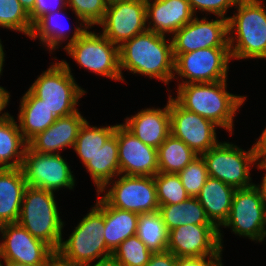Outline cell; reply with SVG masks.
<instances>
[{
  "instance_id": "43",
  "label": "cell",
  "mask_w": 266,
  "mask_h": 266,
  "mask_svg": "<svg viewBox=\"0 0 266 266\" xmlns=\"http://www.w3.org/2000/svg\"><path fill=\"white\" fill-rule=\"evenodd\" d=\"M254 146V150L258 160H266V127L260 135L259 139Z\"/></svg>"
},
{
  "instance_id": "2",
  "label": "cell",
  "mask_w": 266,
  "mask_h": 266,
  "mask_svg": "<svg viewBox=\"0 0 266 266\" xmlns=\"http://www.w3.org/2000/svg\"><path fill=\"white\" fill-rule=\"evenodd\" d=\"M227 80L211 83L178 84L174 99L186 110L233 133V119L247 96L227 92Z\"/></svg>"
},
{
  "instance_id": "19",
  "label": "cell",
  "mask_w": 266,
  "mask_h": 266,
  "mask_svg": "<svg viewBox=\"0 0 266 266\" xmlns=\"http://www.w3.org/2000/svg\"><path fill=\"white\" fill-rule=\"evenodd\" d=\"M79 110L71 115L59 117L41 133L28 142V147L41 154H59V150L74 148L80 128L86 121Z\"/></svg>"
},
{
  "instance_id": "26",
  "label": "cell",
  "mask_w": 266,
  "mask_h": 266,
  "mask_svg": "<svg viewBox=\"0 0 266 266\" xmlns=\"http://www.w3.org/2000/svg\"><path fill=\"white\" fill-rule=\"evenodd\" d=\"M84 166L93 179L97 193L115 176L117 180L120 174L117 136L113 134Z\"/></svg>"
},
{
  "instance_id": "13",
  "label": "cell",
  "mask_w": 266,
  "mask_h": 266,
  "mask_svg": "<svg viewBox=\"0 0 266 266\" xmlns=\"http://www.w3.org/2000/svg\"><path fill=\"white\" fill-rule=\"evenodd\" d=\"M169 97L171 135L184 141L197 155L201 156L216 146L214 122L183 108L171 95Z\"/></svg>"
},
{
  "instance_id": "30",
  "label": "cell",
  "mask_w": 266,
  "mask_h": 266,
  "mask_svg": "<svg viewBox=\"0 0 266 266\" xmlns=\"http://www.w3.org/2000/svg\"><path fill=\"white\" fill-rule=\"evenodd\" d=\"M168 234L159 211L139 214L136 235L153 253L167 251Z\"/></svg>"
},
{
  "instance_id": "27",
  "label": "cell",
  "mask_w": 266,
  "mask_h": 266,
  "mask_svg": "<svg viewBox=\"0 0 266 266\" xmlns=\"http://www.w3.org/2000/svg\"><path fill=\"white\" fill-rule=\"evenodd\" d=\"M27 146L13 116L0 121V169L20 168Z\"/></svg>"
},
{
  "instance_id": "1",
  "label": "cell",
  "mask_w": 266,
  "mask_h": 266,
  "mask_svg": "<svg viewBox=\"0 0 266 266\" xmlns=\"http://www.w3.org/2000/svg\"><path fill=\"white\" fill-rule=\"evenodd\" d=\"M167 40L166 36L147 30L119 46V67L123 82V69L157 78L165 84L176 79L172 40Z\"/></svg>"
},
{
  "instance_id": "51",
  "label": "cell",
  "mask_w": 266,
  "mask_h": 266,
  "mask_svg": "<svg viewBox=\"0 0 266 266\" xmlns=\"http://www.w3.org/2000/svg\"><path fill=\"white\" fill-rule=\"evenodd\" d=\"M108 4L109 3H112V2H115V1H121V0H105Z\"/></svg>"
},
{
  "instance_id": "24",
  "label": "cell",
  "mask_w": 266,
  "mask_h": 266,
  "mask_svg": "<svg viewBox=\"0 0 266 266\" xmlns=\"http://www.w3.org/2000/svg\"><path fill=\"white\" fill-rule=\"evenodd\" d=\"M18 114L19 129L22 137L28 143L38 133L50 127L57 117L29 89L20 101Z\"/></svg>"
},
{
  "instance_id": "31",
  "label": "cell",
  "mask_w": 266,
  "mask_h": 266,
  "mask_svg": "<svg viewBox=\"0 0 266 266\" xmlns=\"http://www.w3.org/2000/svg\"><path fill=\"white\" fill-rule=\"evenodd\" d=\"M116 125L96 127L86 120L80 128L74 150L85 165L115 133Z\"/></svg>"
},
{
  "instance_id": "33",
  "label": "cell",
  "mask_w": 266,
  "mask_h": 266,
  "mask_svg": "<svg viewBox=\"0 0 266 266\" xmlns=\"http://www.w3.org/2000/svg\"><path fill=\"white\" fill-rule=\"evenodd\" d=\"M153 252L138 238L131 236L123 241L113 252L111 257L120 266H145Z\"/></svg>"
},
{
  "instance_id": "44",
  "label": "cell",
  "mask_w": 266,
  "mask_h": 266,
  "mask_svg": "<svg viewBox=\"0 0 266 266\" xmlns=\"http://www.w3.org/2000/svg\"><path fill=\"white\" fill-rule=\"evenodd\" d=\"M10 93L8 91H6V89H4L3 87L0 86V121L11 116L9 115L8 112H5L2 114L1 111L4 110V108H6V106L8 105L9 103V100H10Z\"/></svg>"
},
{
  "instance_id": "50",
  "label": "cell",
  "mask_w": 266,
  "mask_h": 266,
  "mask_svg": "<svg viewBox=\"0 0 266 266\" xmlns=\"http://www.w3.org/2000/svg\"><path fill=\"white\" fill-rule=\"evenodd\" d=\"M4 227V223L0 220V232L2 233Z\"/></svg>"
},
{
  "instance_id": "38",
  "label": "cell",
  "mask_w": 266,
  "mask_h": 266,
  "mask_svg": "<svg viewBox=\"0 0 266 266\" xmlns=\"http://www.w3.org/2000/svg\"><path fill=\"white\" fill-rule=\"evenodd\" d=\"M190 8L195 15L196 10L213 13L215 16L227 18L225 15L230 7L235 6L239 0H188Z\"/></svg>"
},
{
  "instance_id": "15",
  "label": "cell",
  "mask_w": 266,
  "mask_h": 266,
  "mask_svg": "<svg viewBox=\"0 0 266 266\" xmlns=\"http://www.w3.org/2000/svg\"><path fill=\"white\" fill-rule=\"evenodd\" d=\"M167 251L179 257L221 256L219 229L214 224H186L169 231Z\"/></svg>"
},
{
  "instance_id": "17",
  "label": "cell",
  "mask_w": 266,
  "mask_h": 266,
  "mask_svg": "<svg viewBox=\"0 0 266 266\" xmlns=\"http://www.w3.org/2000/svg\"><path fill=\"white\" fill-rule=\"evenodd\" d=\"M3 242L0 243V262H19L32 266H44L54 250L45 242L33 237L18 223L4 224Z\"/></svg>"
},
{
  "instance_id": "23",
  "label": "cell",
  "mask_w": 266,
  "mask_h": 266,
  "mask_svg": "<svg viewBox=\"0 0 266 266\" xmlns=\"http://www.w3.org/2000/svg\"><path fill=\"white\" fill-rule=\"evenodd\" d=\"M27 184L20 168L0 169V220L17 223Z\"/></svg>"
},
{
  "instance_id": "37",
  "label": "cell",
  "mask_w": 266,
  "mask_h": 266,
  "mask_svg": "<svg viewBox=\"0 0 266 266\" xmlns=\"http://www.w3.org/2000/svg\"><path fill=\"white\" fill-rule=\"evenodd\" d=\"M108 3L105 0H67V7L88 27L98 25L105 16Z\"/></svg>"
},
{
  "instance_id": "20",
  "label": "cell",
  "mask_w": 266,
  "mask_h": 266,
  "mask_svg": "<svg viewBox=\"0 0 266 266\" xmlns=\"http://www.w3.org/2000/svg\"><path fill=\"white\" fill-rule=\"evenodd\" d=\"M146 17L149 31L166 36L177 32L195 15L188 0H146Z\"/></svg>"
},
{
  "instance_id": "32",
  "label": "cell",
  "mask_w": 266,
  "mask_h": 266,
  "mask_svg": "<svg viewBox=\"0 0 266 266\" xmlns=\"http://www.w3.org/2000/svg\"><path fill=\"white\" fill-rule=\"evenodd\" d=\"M63 11L59 10L42 16L34 25L30 35L31 39L39 38L44 46H48L49 51L60 47L69 35L65 33V24L59 22L57 18L61 17ZM63 20V19H62ZM64 22V20H63ZM68 26V25H67Z\"/></svg>"
},
{
  "instance_id": "46",
  "label": "cell",
  "mask_w": 266,
  "mask_h": 266,
  "mask_svg": "<svg viewBox=\"0 0 266 266\" xmlns=\"http://www.w3.org/2000/svg\"><path fill=\"white\" fill-rule=\"evenodd\" d=\"M82 266H120V265L112 257H110L104 260H100V261L98 260L93 265L91 263H88Z\"/></svg>"
},
{
  "instance_id": "7",
  "label": "cell",
  "mask_w": 266,
  "mask_h": 266,
  "mask_svg": "<svg viewBox=\"0 0 266 266\" xmlns=\"http://www.w3.org/2000/svg\"><path fill=\"white\" fill-rule=\"evenodd\" d=\"M69 66L64 60L52 64L29 88L57 118L77 112L78 101L86 93L76 84Z\"/></svg>"
},
{
  "instance_id": "45",
  "label": "cell",
  "mask_w": 266,
  "mask_h": 266,
  "mask_svg": "<svg viewBox=\"0 0 266 266\" xmlns=\"http://www.w3.org/2000/svg\"><path fill=\"white\" fill-rule=\"evenodd\" d=\"M256 164H257L256 166L258 167L257 169H260V170L262 169L266 171V160H258ZM262 179L263 180L260 183V185H256V186L259 188L263 202L266 204V173Z\"/></svg>"
},
{
  "instance_id": "35",
  "label": "cell",
  "mask_w": 266,
  "mask_h": 266,
  "mask_svg": "<svg viewBox=\"0 0 266 266\" xmlns=\"http://www.w3.org/2000/svg\"><path fill=\"white\" fill-rule=\"evenodd\" d=\"M0 27L19 31L30 37L33 24L19 0H0Z\"/></svg>"
},
{
  "instance_id": "11",
  "label": "cell",
  "mask_w": 266,
  "mask_h": 266,
  "mask_svg": "<svg viewBox=\"0 0 266 266\" xmlns=\"http://www.w3.org/2000/svg\"><path fill=\"white\" fill-rule=\"evenodd\" d=\"M222 226L229 227L233 233L248 237L252 241H264L266 204L256 184L234 191L228 219Z\"/></svg>"
},
{
  "instance_id": "10",
  "label": "cell",
  "mask_w": 266,
  "mask_h": 266,
  "mask_svg": "<svg viewBox=\"0 0 266 266\" xmlns=\"http://www.w3.org/2000/svg\"><path fill=\"white\" fill-rule=\"evenodd\" d=\"M118 180L108 182L100 192L103 199L112 207L138 214L159 211L154 176H129L119 174ZM112 183V184H111ZM109 190L106 187H110ZM107 190V191H106Z\"/></svg>"
},
{
  "instance_id": "6",
  "label": "cell",
  "mask_w": 266,
  "mask_h": 266,
  "mask_svg": "<svg viewBox=\"0 0 266 266\" xmlns=\"http://www.w3.org/2000/svg\"><path fill=\"white\" fill-rule=\"evenodd\" d=\"M96 204L79 222L66 241H61L58 252L72 263L82 266L110 258L112 251L104 240V199Z\"/></svg>"
},
{
  "instance_id": "5",
  "label": "cell",
  "mask_w": 266,
  "mask_h": 266,
  "mask_svg": "<svg viewBox=\"0 0 266 266\" xmlns=\"http://www.w3.org/2000/svg\"><path fill=\"white\" fill-rule=\"evenodd\" d=\"M83 23L76 26L64 50L80 67L115 81H123L119 67V47L103 34L89 31V27Z\"/></svg>"
},
{
  "instance_id": "36",
  "label": "cell",
  "mask_w": 266,
  "mask_h": 266,
  "mask_svg": "<svg viewBox=\"0 0 266 266\" xmlns=\"http://www.w3.org/2000/svg\"><path fill=\"white\" fill-rule=\"evenodd\" d=\"M178 175L190 197H197L209 177L206 163L202 156H197Z\"/></svg>"
},
{
  "instance_id": "14",
  "label": "cell",
  "mask_w": 266,
  "mask_h": 266,
  "mask_svg": "<svg viewBox=\"0 0 266 266\" xmlns=\"http://www.w3.org/2000/svg\"><path fill=\"white\" fill-rule=\"evenodd\" d=\"M102 34L116 46L147 31L146 0H121L109 3L103 20Z\"/></svg>"
},
{
  "instance_id": "49",
  "label": "cell",
  "mask_w": 266,
  "mask_h": 266,
  "mask_svg": "<svg viewBox=\"0 0 266 266\" xmlns=\"http://www.w3.org/2000/svg\"><path fill=\"white\" fill-rule=\"evenodd\" d=\"M1 266H32V265H26L23 263H19V262H4L5 265H2V263L0 262Z\"/></svg>"
},
{
  "instance_id": "25",
  "label": "cell",
  "mask_w": 266,
  "mask_h": 266,
  "mask_svg": "<svg viewBox=\"0 0 266 266\" xmlns=\"http://www.w3.org/2000/svg\"><path fill=\"white\" fill-rule=\"evenodd\" d=\"M139 214L114 208L104 200V240L113 252L127 238L137 234Z\"/></svg>"
},
{
  "instance_id": "29",
  "label": "cell",
  "mask_w": 266,
  "mask_h": 266,
  "mask_svg": "<svg viewBox=\"0 0 266 266\" xmlns=\"http://www.w3.org/2000/svg\"><path fill=\"white\" fill-rule=\"evenodd\" d=\"M159 172L178 174L197 155L184 141L173 137L171 134L158 147Z\"/></svg>"
},
{
  "instance_id": "21",
  "label": "cell",
  "mask_w": 266,
  "mask_h": 266,
  "mask_svg": "<svg viewBox=\"0 0 266 266\" xmlns=\"http://www.w3.org/2000/svg\"><path fill=\"white\" fill-rule=\"evenodd\" d=\"M123 125L144 144L156 149L171 134L169 98L162 109H142L134 116L127 117Z\"/></svg>"
},
{
  "instance_id": "41",
  "label": "cell",
  "mask_w": 266,
  "mask_h": 266,
  "mask_svg": "<svg viewBox=\"0 0 266 266\" xmlns=\"http://www.w3.org/2000/svg\"><path fill=\"white\" fill-rule=\"evenodd\" d=\"M178 258L169 251L156 252L145 266H177Z\"/></svg>"
},
{
  "instance_id": "4",
  "label": "cell",
  "mask_w": 266,
  "mask_h": 266,
  "mask_svg": "<svg viewBox=\"0 0 266 266\" xmlns=\"http://www.w3.org/2000/svg\"><path fill=\"white\" fill-rule=\"evenodd\" d=\"M54 192L27 185L17 223L33 237L57 251L62 241L64 222Z\"/></svg>"
},
{
  "instance_id": "28",
  "label": "cell",
  "mask_w": 266,
  "mask_h": 266,
  "mask_svg": "<svg viewBox=\"0 0 266 266\" xmlns=\"http://www.w3.org/2000/svg\"><path fill=\"white\" fill-rule=\"evenodd\" d=\"M159 213L168 231L186 224H213L196 197L172 205H160Z\"/></svg>"
},
{
  "instance_id": "39",
  "label": "cell",
  "mask_w": 266,
  "mask_h": 266,
  "mask_svg": "<svg viewBox=\"0 0 266 266\" xmlns=\"http://www.w3.org/2000/svg\"><path fill=\"white\" fill-rule=\"evenodd\" d=\"M67 6V0H35L34 8L29 13V19L34 25L42 16L56 12Z\"/></svg>"
},
{
  "instance_id": "18",
  "label": "cell",
  "mask_w": 266,
  "mask_h": 266,
  "mask_svg": "<svg viewBox=\"0 0 266 266\" xmlns=\"http://www.w3.org/2000/svg\"><path fill=\"white\" fill-rule=\"evenodd\" d=\"M120 174L155 176L158 172V150L144 144L123 124H116Z\"/></svg>"
},
{
  "instance_id": "8",
  "label": "cell",
  "mask_w": 266,
  "mask_h": 266,
  "mask_svg": "<svg viewBox=\"0 0 266 266\" xmlns=\"http://www.w3.org/2000/svg\"><path fill=\"white\" fill-rule=\"evenodd\" d=\"M201 156L209 177L219 179L235 189L254 185L250 177V168L258 161L254 146L244 151L229 142H219Z\"/></svg>"
},
{
  "instance_id": "16",
  "label": "cell",
  "mask_w": 266,
  "mask_h": 266,
  "mask_svg": "<svg viewBox=\"0 0 266 266\" xmlns=\"http://www.w3.org/2000/svg\"><path fill=\"white\" fill-rule=\"evenodd\" d=\"M208 21L195 17L172 36L173 54H182L210 47H229L228 19L217 16Z\"/></svg>"
},
{
  "instance_id": "3",
  "label": "cell",
  "mask_w": 266,
  "mask_h": 266,
  "mask_svg": "<svg viewBox=\"0 0 266 266\" xmlns=\"http://www.w3.org/2000/svg\"><path fill=\"white\" fill-rule=\"evenodd\" d=\"M235 8L237 13L227 16L231 58L265 59L266 7L263 1L239 0Z\"/></svg>"
},
{
  "instance_id": "34",
  "label": "cell",
  "mask_w": 266,
  "mask_h": 266,
  "mask_svg": "<svg viewBox=\"0 0 266 266\" xmlns=\"http://www.w3.org/2000/svg\"><path fill=\"white\" fill-rule=\"evenodd\" d=\"M154 182L159 206L179 204L190 197L178 174L158 172Z\"/></svg>"
},
{
  "instance_id": "9",
  "label": "cell",
  "mask_w": 266,
  "mask_h": 266,
  "mask_svg": "<svg viewBox=\"0 0 266 266\" xmlns=\"http://www.w3.org/2000/svg\"><path fill=\"white\" fill-rule=\"evenodd\" d=\"M173 56L174 75L185 79L180 84L227 80L228 64L232 59L230 47H210Z\"/></svg>"
},
{
  "instance_id": "42",
  "label": "cell",
  "mask_w": 266,
  "mask_h": 266,
  "mask_svg": "<svg viewBox=\"0 0 266 266\" xmlns=\"http://www.w3.org/2000/svg\"><path fill=\"white\" fill-rule=\"evenodd\" d=\"M44 266H78L63 257L58 251H54L46 260Z\"/></svg>"
},
{
  "instance_id": "47",
  "label": "cell",
  "mask_w": 266,
  "mask_h": 266,
  "mask_svg": "<svg viewBox=\"0 0 266 266\" xmlns=\"http://www.w3.org/2000/svg\"><path fill=\"white\" fill-rule=\"evenodd\" d=\"M19 2L21 3L22 7L27 11L28 14L34 8L35 0H19Z\"/></svg>"
},
{
  "instance_id": "40",
  "label": "cell",
  "mask_w": 266,
  "mask_h": 266,
  "mask_svg": "<svg viewBox=\"0 0 266 266\" xmlns=\"http://www.w3.org/2000/svg\"><path fill=\"white\" fill-rule=\"evenodd\" d=\"M221 258V256L179 257L177 266H219L222 263Z\"/></svg>"
},
{
  "instance_id": "48",
  "label": "cell",
  "mask_w": 266,
  "mask_h": 266,
  "mask_svg": "<svg viewBox=\"0 0 266 266\" xmlns=\"http://www.w3.org/2000/svg\"><path fill=\"white\" fill-rule=\"evenodd\" d=\"M3 46H2V43H1V39H0V75H1V73H2V67H3V64H4V61H5V59H4V57H5V53H4V51H3Z\"/></svg>"
},
{
  "instance_id": "22",
  "label": "cell",
  "mask_w": 266,
  "mask_h": 266,
  "mask_svg": "<svg viewBox=\"0 0 266 266\" xmlns=\"http://www.w3.org/2000/svg\"><path fill=\"white\" fill-rule=\"evenodd\" d=\"M236 189L219 179L208 177L201 188L197 199L206 211L210 221L219 229V239L222 245V233L220 227L228 219L234 191Z\"/></svg>"
},
{
  "instance_id": "12",
  "label": "cell",
  "mask_w": 266,
  "mask_h": 266,
  "mask_svg": "<svg viewBox=\"0 0 266 266\" xmlns=\"http://www.w3.org/2000/svg\"><path fill=\"white\" fill-rule=\"evenodd\" d=\"M26 184L48 191L75 186V178L68 163L61 154H41L28 146L24 152L21 166Z\"/></svg>"
}]
</instances>
